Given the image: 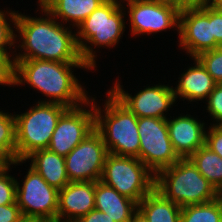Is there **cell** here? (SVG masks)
Segmentation results:
<instances>
[{"label":"cell","mask_w":222,"mask_h":222,"mask_svg":"<svg viewBox=\"0 0 222 222\" xmlns=\"http://www.w3.org/2000/svg\"><path fill=\"white\" fill-rule=\"evenodd\" d=\"M38 5L40 14H43L38 18L17 11L15 43H18L17 49L20 48L21 52L14 54V60L85 63L76 41V31L71 30L74 28L57 22L44 6Z\"/></svg>","instance_id":"1"},{"label":"cell","mask_w":222,"mask_h":222,"mask_svg":"<svg viewBox=\"0 0 222 222\" xmlns=\"http://www.w3.org/2000/svg\"><path fill=\"white\" fill-rule=\"evenodd\" d=\"M92 70L86 63H64L49 60H14L12 86L30 85L49 99L38 102L57 103L67 108L84 104L91 96L72 71ZM45 99V100H44Z\"/></svg>","instance_id":"2"},{"label":"cell","mask_w":222,"mask_h":222,"mask_svg":"<svg viewBox=\"0 0 222 222\" xmlns=\"http://www.w3.org/2000/svg\"><path fill=\"white\" fill-rule=\"evenodd\" d=\"M125 12L121 0H106L75 29L82 60L94 72L97 65L94 49L118 45L126 28Z\"/></svg>","instance_id":"3"},{"label":"cell","mask_w":222,"mask_h":222,"mask_svg":"<svg viewBox=\"0 0 222 222\" xmlns=\"http://www.w3.org/2000/svg\"><path fill=\"white\" fill-rule=\"evenodd\" d=\"M106 97L104 110L94 97L95 130L102 136L108 153L139 159L138 117L109 90Z\"/></svg>","instance_id":"4"},{"label":"cell","mask_w":222,"mask_h":222,"mask_svg":"<svg viewBox=\"0 0 222 222\" xmlns=\"http://www.w3.org/2000/svg\"><path fill=\"white\" fill-rule=\"evenodd\" d=\"M155 189L180 207L210 202L221 195L189 158L160 170L155 175Z\"/></svg>","instance_id":"5"},{"label":"cell","mask_w":222,"mask_h":222,"mask_svg":"<svg viewBox=\"0 0 222 222\" xmlns=\"http://www.w3.org/2000/svg\"><path fill=\"white\" fill-rule=\"evenodd\" d=\"M67 109L57 103L36 102L24 113L15 114L16 161L12 167L25 163L34 151L48 149L58 119Z\"/></svg>","instance_id":"6"},{"label":"cell","mask_w":222,"mask_h":222,"mask_svg":"<svg viewBox=\"0 0 222 222\" xmlns=\"http://www.w3.org/2000/svg\"><path fill=\"white\" fill-rule=\"evenodd\" d=\"M100 181L137 204L155 188V174L137 157L108 153Z\"/></svg>","instance_id":"7"},{"label":"cell","mask_w":222,"mask_h":222,"mask_svg":"<svg viewBox=\"0 0 222 222\" xmlns=\"http://www.w3.org/2000/svg\"><path fill=\"white\" fill-rule=\"evenodd\" d=\"M138 132L140 139L139 159L155 175L180 159L169 138L167 119L138 118Z\"/></svg>","instance_id":"8"},{"label":"cell","mask_w":222,"mask_h":222,"mask_svg":"<svg viewBox=\"0 0 222 222\" xmlns=\"http://www.w3.org/2000/svg\"><path fill=\"white\" fill-rule=\"evenodd\" d=\"M121 2L128 11L132 36L156 34L173 28L179 32L180 11L173 3L160 0H121Z\"/></svg>","instance_id":"9"},{"label":"cell","mask_w":222,"mask_h":222,"mask_svg":"<svg viewBox=\"0 0 222 222\" xmlns=\"http://www.w3.org/2000/svg\"><path fill=\"white\" fill-rule=\"evenodd\" d=\"M92 98L91 96L78 107L68 108L61 115L51 136L48 146L50 151L65 157L95 130L94 98Z\"/></svg>","instance_id":"10"},{"label":"cell","mask_w":222,"mask_h":222,"mask_svg":"<svg viewBox=\"0 0 222 222\" xmlns=\"http://www.w3.org/2000/svg\"><path fill=\"white\" fill-rule=\"evenodd\" d=\"M29 167L24 180H21L22 184L18 180L16 183V202L22 215L57 222L59 191L50 186L36 170Z\"/></svg>","instance_id":"11"},{"label":"cell","mask_w":222,"mask_h":222,"mask_svg":"<svg viewBox=\"0 0 222 222\" xmlns=\"http://www.w3.org/2000/svg\"><path fill=\"white\" fill-rule=\"evenodd\" d=\"M108 150L102 136L94 130L65 156L70 182L99 181Z\"/></svg>","instance_id":"12"},{"label":"cell","mask_w":222,"mask_h":222,"mask_svg":"<svg viewBox=\"0 0 222 222\" xmlns=\"http://www.w3.org/2000/svg\"><path fill=\"white\" fill-rule=\"evenodd\" d=\"M178 35L179 47L191 56L189 58L216 49L219 43L213 35V8L207 5L201 9L181 11Z\"/></svg>","instance_id":"13"},{"label":"cell","mask_w":222,"mask_h":222,"mask_svg":"<svg viewBox=\"0 0 222 222\" xmlns=\"http://www.w3.org/2000/svg\"><path fill=\"white\" fill-rule=\"evenodd\" d=\"M117 79L108 89L124 106H126L138 118L155 117L167 119V113L173 104H176V97L173 86L162 85L147 86L132 96L124 91L121 81ZM166 113V114H165Z\"/></svg>","instance_id":"14"},{"label":"cell","mask_w":222,"mask_h":222,"mask_svg":"<svg viewBox=\"0 0 222 222\" xmlns=\"http://www.w3.org/2000/svg\"><path fill=\"white\" fill-rule=\"evenodd\" d=\"M171 118H167V128L172 147L179 158H189L205 145L206 123L188 113Z\"/></svg>","instance_id":"15"},{"label":"cell","mask_w":222,"mask_h":222,"mask_svg":"<svg viewBox=\"0 0 222 222\" xmlns=\"http://www.w3.org/2000/svg\"><path fill=\"white\" fill-rule=\"evenodd\" d=\"M95 182H69L58 192V222H76L95 209Z\"/></svg>","instance_id":"16"},{"label":"cell","mask_w":222,"mask_h":222,"mask_svg":"<svg viewBox=\"0 0 222 222\" xmlns=\"http://www.w3.org/2000/svg\"><path fill=\"white\" fill-rule=\"evenodd\" d=\"M191 60H194V66H189L178 78L177 86L173 87L176 100L206 101L217 83L196 57Z\"/></svg>","instance_id":"17"},{"label":"cell","mask_w":222,"mask_h":222,"mask_svg":"<svg viewBox=\"0 0 222 222\" xmlns=\"http://www.w3.org/2000/svg\"><path fill=\"white\" fill-rule=\"evenodd\" d=\"M95 209L102 211L115 222H130L138 211V204L102 181L95 182Z\"/></svg>","instance_id":"18"},{"label":"cell","mask_w":222,"mask_h":222,"mask_svg":"<svg viewBox=\"0 0 222 222\" xmlns=\"http://www.w3.org/2000/svg\"><path fill=\"white\" fill-rule=\"evenodd\" d=\"M27 160L28 162L30 160V166L58 191L70 182L66 173L65 157L49 149H41L34 151L25 159V161Z\"/></svg>","instance_id":"19"},{"label":"cell","mask_w":222,"mask_h":222,"mask_svg":"<svg viewBox=\"0 0 222 222\" xmlns=\"http://www.w3.org/2000/svg\"><path fill=\"white\" fill-rule=\"evenodd\" d=\"M106 0H43L40 4L62 24L77 28ZM65 22V23H64ZM73 23V24H72Z\"/></svg>","instance_id":"20"},{"label":"cell","mask_w":222,"mask_h":222,"mask_svg":"<svg viewBox=\"0 0 222 222\" xmlns=\"http://www.w3.org/2000/svg\"><path fill=\"white\" fill-rule=\"evenodd\" d=\"M138 211L148 222H180L181 207L155 188L138 203Z\"/></svg>","instance_id":"21"},{"label":"cell","mask_w":222,"mask_h":222,"mask_svg":"<svg viewBox=\"0 0 222 222\" xmlns=\"http://www.w3.org/2000/svg\"><path fill=\"white\" fill-rule=\"evenodd\" d=\"M189 159L201 175L222 194V158L204 145L194 152Z\"/></svg>","instance_id":"22"},{"label":"cell","mask_w":222,"mask_h":222,"mask_svg":"<svg viewBox=\"0 0 222 222\" xmlns=\"http://www.w3.org/2000/svg\"><path fill=\"white\" fill-rule=\"evenodd\" d=\"M180 222H222V194L210 202L181 207Z\"/></svg>","instance_id":"23"},{"label":"cell","mask_w":222,"mask_h":222,"mask_svg":"<svg viewBox=\"0 0 222 222\" xmlns=\"http://www.w3.org/2000/svg\"><path fill=\"white\" fill-rule=\"evenodd\" d=\"M0 161L10 164L16 161L15 114L0 110Z\"/></svg>","instance_id":"24"},{"label":"cell","mask_w":222,"mask_h":222,"mask_svg":"<svg viewBox=\"0 0 222 222\" xmlns=\"http://www.w3.org/2000/svg\"><path fill=\"white\" fill-rule=\"evenodd\" d=\"M16 20L17 11L10 9L0 10V52L13 64L14 53L16 52ZM12 22V24H11ZM13 25V26H12ZM13 27V28H12ZM14 29V30H13ZM16 44V45H15ZM15 45V46H14ZM13 48L14 51L10 50ZM8 48V49H7ZM10 49V50H9ZM9 50V51H8ZM13 52V53H12ZM12 53V54H10ZM12 55V56H11Z\"/></svg>","instance_id":"25"},{"label":"cell","mask_w":222,"mask_h":222,"mask_svg":"<svg viewBox=\"0 0 222 222\" xmlns=\"http://www.w3.org/2000/svg\"><path fill=\"white\" fill-rule=\"evenodd\" d=\"M11 170V163L0 167V205L16 203L17 179L8 172Z\"/></svg>","instance_id":"26"},{"label":"cell","mask_w":222,"mask_h":222,"mask_svg":"<svg viewBox=\"0 0 222 222\" xmlns=\"http://www.w3.org/2000/svg\"><path fill=\"white\" fill-rule=\"evenodd\" d=\"M217 84L222 83V52L217 48L200 53L196 57Z\"/></svg>","instance_id":"27"},{"label":"cell","mask_w":222,"mask_h":222,"mask_svg":"<svg viewBox=\"0 0 222 222\" xmlns=\"http://www.w3.org/2000/svg\"><path fill=\"white\" fill-rule=\"evenodd\" d=\"M206 102V112L213 120L212 125H222V83L215 85Z\"/></svg>","instance_id":"28"},{"label":"cell","mask_w":222,"mask_h":222,"mask_svg":"<svg viewBox=\"0 0 222 222\" xmlns=\"http://www.w3.org/2000/svg\"><path fill=\"white\" fill-rule=\"evenodd\" d=\"M206 130L205 146L222 158V125H212Z\"/></svg>","instance_id":"29"},{"label":"cell","mask_w":222,"mask_h":222,"mask_svg":"<svg viewBox=\"0 0 222 222\" xmlns=\"http://www.w3.org/2000/svg\"><path fill=\"white\" fill-rule=\"evenodd\" d=\"M13 64L0 52V85L12 86Z\"/></svg>","instance_id":"30"},{"label":"cell","mask_w":222,"mask_h":222,"mask_svg":"<svg viewBox=\"0 0 222 222\" xmlns=\"http://www.w3.org/2000/svg\"><path fill=\"white\" fill-rule=\"evenodd\" d=\"M22 216L17 202L10 205H0V222H16Z\"/></svg>","instance_id":"31"},{"label":"cell","mask_w":222,"mask_h":222,"mask_svg":"<svg viewBox=\"0 0 222 222\" xmlns=\"http://www.w3.org/2000/svg\"><path fill=\"white\" fill-rule=\"evenodd\" d=\"M76 222H115L113 219L108 217V215L97 209H93L85 216L81 217Z\"/></svg>","instance_id":"32"},{"label":"cell","mask_w":222,"mask_h":222,"mask_svg":"<svg viewBox=\"0 0 222 222\" xmlns=\"http://www.w3.org/2000/svg\"><path fill=\"white\" fill-rule=\"evenodd\" d=\"M213 35L215 40L222 42V10L213 8Z\"/></svg>","instance_id":"33"},{"label":"cell","mask_w":222,"mask_h":222,"mask_svg":"<svg viewBox=\"0 0 222 222\" xmlns=\"http://www.w3.org/2000/svg\"><path fill=\"white\" fill-rule=\"evenodd\" d=\"M209 4V0H178V10L201 9Z\"/></svg>","instance_id":"34"},{"label":"cell","mask_w":222,"mask_h":222,"mask_svg":"<svg viewBox=\"0 0 222 222\" xmlns=\"http://www.w3.org/2000/svg\"><path fill=\"white\" fill-rule=\"evenodd\" d=\"M16 222H48V221L39 217L22 215Z\"/></svg>","instance_id":"35"},{"label":"cell","mask_w":222,"mask_h":222,"mask_svg":"<svg viewBox=\"0 0 222 222\" xmlns=\"http://www.w3.org/2000/svg\"><path fill=\"white\" fill-rule=\"evenodd\" d=\"M130 222H148L145 217L137 211L133 216Z\"/></svg>","instance_id":"36"},{"label":"cell","mask_w":222,"mask_h":222,"mask_svg":"<svg viewBox=\"0 0 222 222\" xmlns=\"http://www.w3.org/2000/svg\"><path fill=\"white\" fill-rule=\"evenodd\" d=\"M208 5L217 10H222V0H209Z\"/></svg>","instance_id":"37"},{"label":"cell","mask_w":222,"mask_h":222,"mask_svg":"<svg viewBox=\"0 0 222 222\" xmlns=\"http://www.w3.org/2000/svg\"><path fill=\"white\" fill-rule=\"evenodd\" d=\"M160 1L173 3L176 6V8L178 9V0H160Z\"/></svg>","instance_id":"38"},{"label":"cell","mask_w":222,"mask_h":222,"mask_svg":"<svg viewBox=\"0 0 222 222\" xmlns=\"http://www.w3.org/2000/svg\"><path fill=\"white\" fill-rule=\"evenodd\" d=\"M217 49H218L219 51H221V52H222V42H220V43L218 44Z\"/></svg>","instance_id":"39"}]
</instances>
